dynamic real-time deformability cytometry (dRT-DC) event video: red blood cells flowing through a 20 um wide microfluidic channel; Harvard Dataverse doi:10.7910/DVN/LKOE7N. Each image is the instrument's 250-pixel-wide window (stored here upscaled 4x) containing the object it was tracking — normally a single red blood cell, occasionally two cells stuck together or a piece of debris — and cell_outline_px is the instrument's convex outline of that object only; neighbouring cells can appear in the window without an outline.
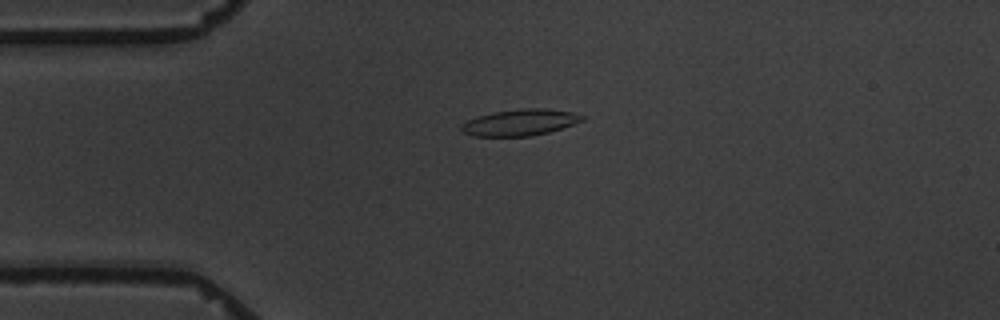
{"species": "common noctule bat (a hibernating species)", "species_latin": "Nyctalus noctula", "temperature_condition": "warm", "stored_images_in_passage": 2, "camera_frame_rate_fps": 3000, "um_per_image_px": 0.085, "animal": {"sex": "male", "body_mass_g": 19.5, "forearm_length_mm": 54.6}, "frame": {"image": 1, "passage_image": 2, "time_ms": 1.333, "image_size_px": [1000, 320], "cell_outline_px": [[584, 120], [548, 132], [532, 136], [472, 136], [460, 132], [460, 124], [476, 116], [496, 112], [520, 108], [548, 108], [572, 112], [584, 116]], "centroid_in_image_um": [44.15, 10.41], "position_along_channel_um": 40.8, "area_um2": 18.61}}